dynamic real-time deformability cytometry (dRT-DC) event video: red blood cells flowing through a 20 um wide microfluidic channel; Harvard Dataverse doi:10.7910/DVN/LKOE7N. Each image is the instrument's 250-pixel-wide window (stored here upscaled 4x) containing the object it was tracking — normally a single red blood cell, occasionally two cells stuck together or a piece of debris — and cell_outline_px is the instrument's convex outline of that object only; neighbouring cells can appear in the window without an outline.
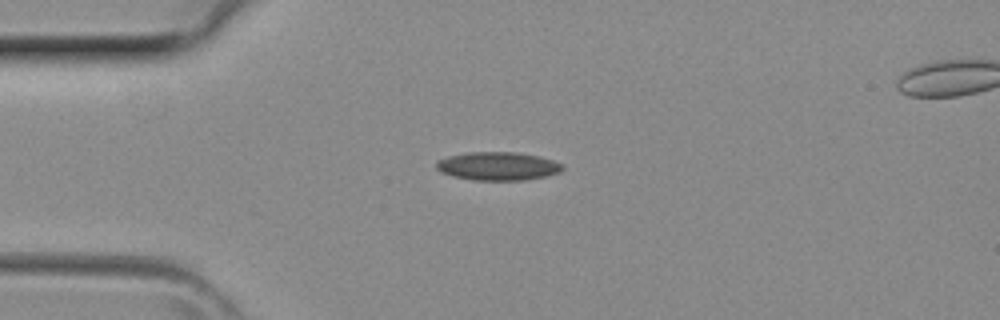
{"species": "common noctule bat (a hibernating species)", "species_latin": "Nyctalus noctula", "temperature_condition": "room temperature", "stored_images_in_passage": 3, "camera_frame_rate_fps": 3000, "um_per_image_px": 0.085, "animal": {"sex": "female", "body_mass_g": 29.2, "forearm_length_mm": 56.3}, "frame": {"image": 1, "passage_image": 2, "time_ms": 0.333, "image_size_px": [1000, 320], "cell_outline_px": [[564, 168], [560, 172], [548, 176], [524, 180], [476, 180], [456, 176], [440, 172], [436, 168], [436, 160], [448, 156], [468, 152], [516, 152], [540, 156], [564, 164]], "centroid_in_image_um": [42.35, 14.11], "position_along_channel_um": 42.7, "area_um2": 20.92}}